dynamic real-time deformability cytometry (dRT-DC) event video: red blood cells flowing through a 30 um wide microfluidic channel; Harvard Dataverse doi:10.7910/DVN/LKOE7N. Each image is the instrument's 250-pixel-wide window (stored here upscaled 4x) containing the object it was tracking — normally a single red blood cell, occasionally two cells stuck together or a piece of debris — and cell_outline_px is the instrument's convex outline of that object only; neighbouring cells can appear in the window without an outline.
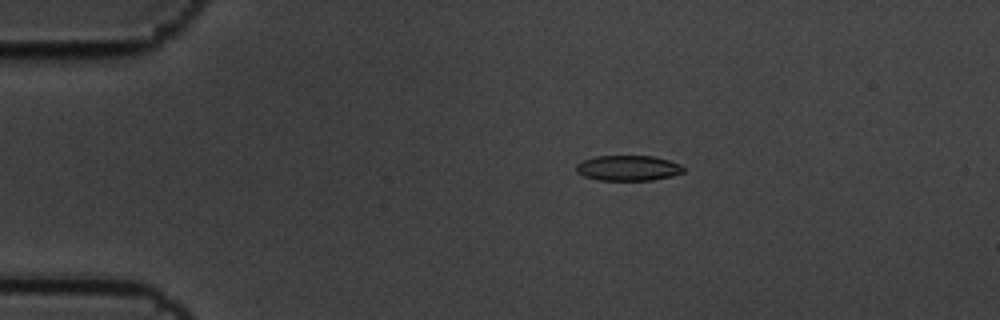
{"species": "common noctule bat (a hibernating species)", "species_latin": "Nyctalus noctula", "temperature_condition": "cold", "stored_images_in_passage": 6, "camera_frame_rate_fps": 3000, "um_per_image_px": 0.085, "animal": {"sex": "male", "body_mass_g": 19.5, "forearm_length_mm": 54.6}, "frame": {"image": 1, "passage_image": 3, "time_ms": 0.667, "image_size_px": [1000, 320], "cell_outline_px": [[684, 172], [672, 176], [652, 180], [600, 180], [584, 176], [576, 172], [576, 164], [584, 160], [596, 156], [652, 156], [668, 160], [680, 164], [684, 168]], "centroid_in_image_um": [53.39, 14.28], "position_along_channel_um": 31.6, "area_um2": 15.78}}
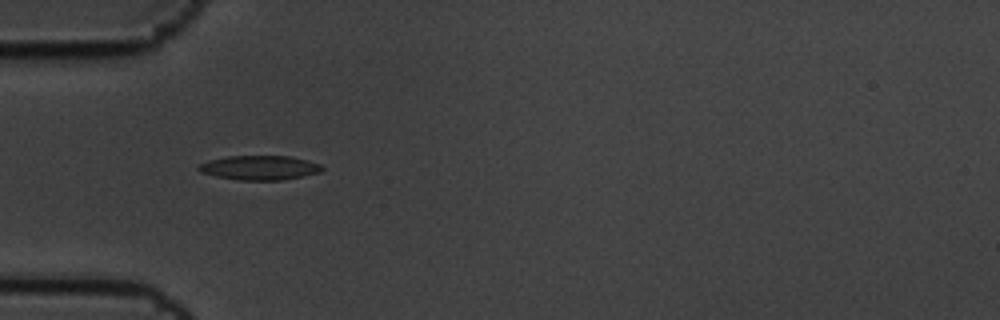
{"frame": {"image": 2, "passage_image": 5, "time_ms": 1.333, "image_size_px": [1000, 320], "cell_outline_px": [[324, 168], [320, 172], [284, 180], [240, 180], [216, 176], [200, 172], [196, 168], [200, 164], [208, 160], [228, 156], [288, 156], [320, 164]], "centroid_in_image_um": [22.03, 14.26], "position_along_channel_um": 63.0, "area_um2": 17.4}}
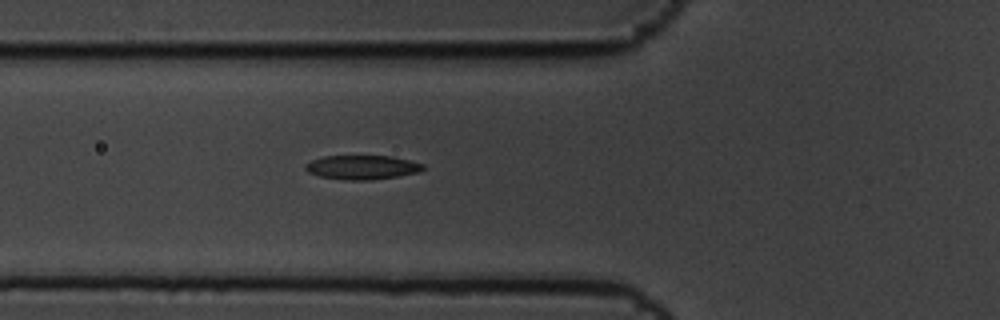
{"frame": {"image": 3, "passage_image": 6, "time_ms": 1.667, "image_size_px": [1000, 320], "cell_outline_px": [[424, 168], [420, 172], [372, 180], [344, 180], [320, 176], [308, 172], [304, 168], [304, 164], [312, 160], [324, 156], [392, 156], [424, 164]], "centroid_in_image_um": [30.76, 14.22], "position_along_channel_um": 95.0, "area_um2": 16.53}}